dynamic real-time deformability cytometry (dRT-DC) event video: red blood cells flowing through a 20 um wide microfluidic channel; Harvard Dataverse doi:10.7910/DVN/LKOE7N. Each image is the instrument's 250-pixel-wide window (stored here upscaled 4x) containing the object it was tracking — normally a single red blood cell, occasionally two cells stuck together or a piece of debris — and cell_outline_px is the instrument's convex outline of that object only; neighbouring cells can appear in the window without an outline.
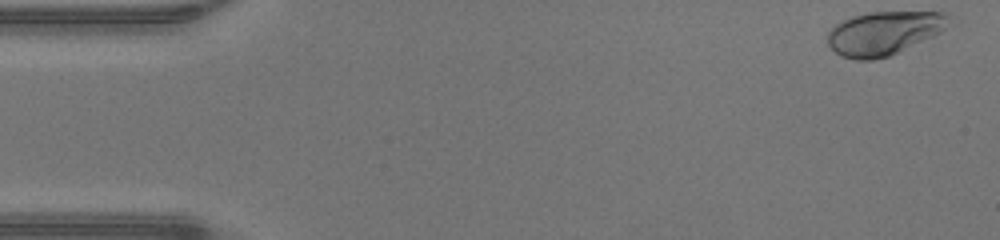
{"species": "human", "species_latin": "Homo sapiens", "temperature_condition": "warm", "stored_images_in_passage": 47, "camera_frame_rate_fps": 3000, "um_per_image_px": 0.085, "donor": {"sex": "male"}, "frame": {"image": 1, "passage_image": 1, "time_ms": 0.0, "image_size_px": [1000, 240], "cell_outline_px": [[956, 24], [932, 36], [888, 56], [872, 60], [856, 60], [840, 56], [828, 44], [828, 28], [852, 16], [868, 12], [944, 12]], "centroid_in_image_um": [75.15, 2.8], "position_along_channel_um": 9.8, "area_um2": 30.92}}
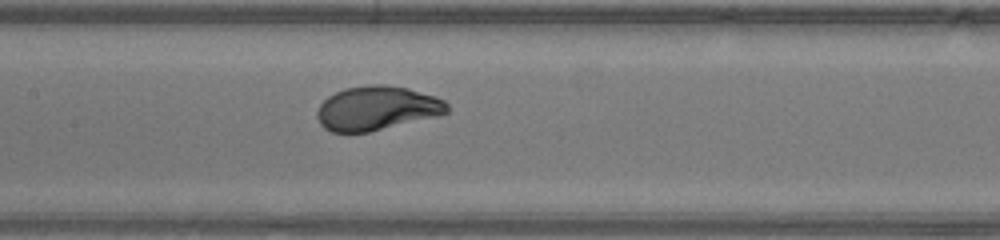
{"frame": {"image": 2, "passage_image": 22, "time_ms": 7.0, "image_size_px": [1000, 240], "cell_outline_px": [[448, 112], [440, 116], [368, 132], [332, 132], [324, 128], [320, 124], [316, 116], [316, 112], [320, 104], [328, 96], [344, 88], [372, 84], [384, 84], [408, 88], [436, 96], [444, 100], [448, 104]], "centroid_in_image_um": [32.05, 9.19], "position_along_channel_um": 175.4, "area_um2": 33.7}}
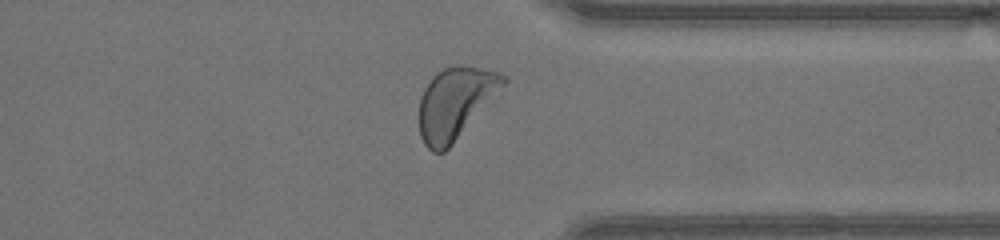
{"frame": {"image": 3, "passage_image": 36, "time_ms": 11.667, "image_size_px": [1000, 240], "cell_outline_px": [[508, 80], [500, 96], [444, 152], [432, 152], [424, 144], [420, 136], [420, 96], [424, 88], [432, 76], [444, 68], [456, 64], [460, 64], [500, 72], [508, 76]], "centroid_in_image_um": [38.78, 8.73], "position_along_channel_um": 372.6, "area_um2": 35.89}, "authors_computed_cell_mechanics": {"area_um2": 33.524, "velocity_mm_per_s": 4.3338, "shape_relaxation_time_tau1_ms": 2.4589, "shape_relaxation_time_tau2_ms": null, "deformation_change_tau1": 0.1868, "deformation_change_tau2": null}}